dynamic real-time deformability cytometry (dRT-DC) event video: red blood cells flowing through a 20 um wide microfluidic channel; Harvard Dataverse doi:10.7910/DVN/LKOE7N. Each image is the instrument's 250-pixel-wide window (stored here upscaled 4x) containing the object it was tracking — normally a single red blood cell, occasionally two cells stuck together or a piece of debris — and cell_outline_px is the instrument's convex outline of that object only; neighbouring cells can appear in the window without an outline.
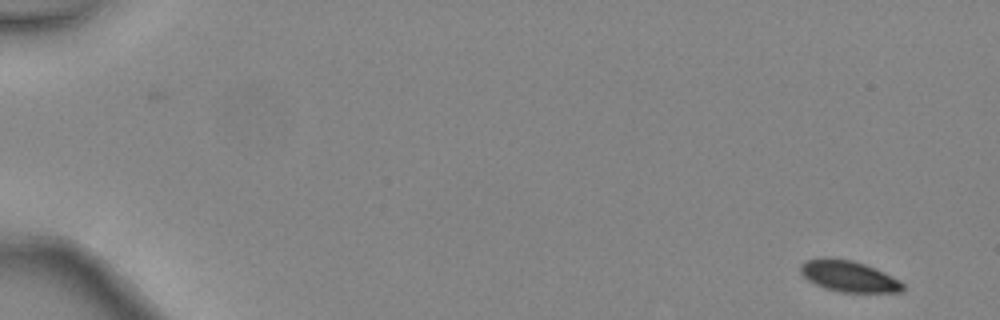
{"species": "common noctule bat (a hibernating species)", "species_latin": "Nyctalus noctula", "temperature_condition": "warm", "stored_images_in_passage": 4, "camera_frame_rate_fps": 3000, "um_per_image_px": 0.085, "animal": {"sex": "female", "body_mass_g": 24.6, "forearm_length_mm": 56.2}, "frame": {"image": 1, "passage_image": 1, "time_ms": 0.0, "image_size_px": [1000, 320], "cell_outline_px": [[904, 288], [900, 292], [840, 292], [824, 288], [808, 280], [800, 272], [800, 264], [808, 260], [852, 260], [864, 264], [884, 272], [900, 280], [904, 284]], "centroid_in_image_um": [72.19, 23.52], "position_along_channel_um": 12.8, "area_um2": 17.98}}
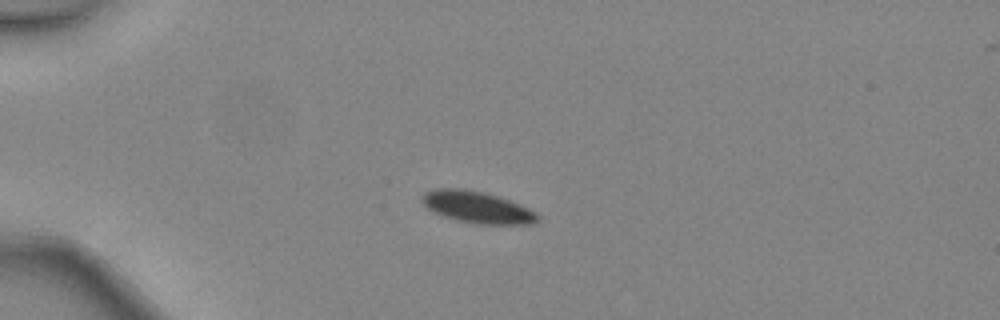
{"frame": {"image": 2, "passage_image": 4, "time_ms": 1.0, "image_size_px": [1000, 320], "cell_outline_px": [[540, 216], [532, 224], [472, 224], [456, 220], [432, 212], [424, 204], [424, 196], [428, 192], [436, 188], [464, 188], [484, 192], [508, 200], [528, 208], [536, 212]], "centroid_in_image_um": [40.57, 17.62], "position_along_channel_um": 44.4, "area_um2": 21.1}}